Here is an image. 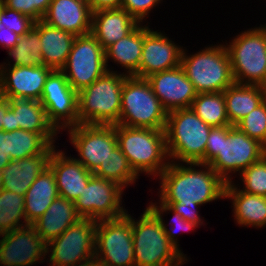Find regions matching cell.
Returning a JSON list of instances; mask_svg holds the SVG:
<instances>
[{"label": "cell", "mask_w": 266, "mask_h": 266, "mask_svg": "<svg viewBox=\"0 0 266 266\" xmlns=\"http://www.w3.org/2000/svg\"><path fill=\"white\" fill-rule=\"evenodd\" d=\"M168 112L153 93L146 78L127 76L121 95L120 118L117 124L165 130Z\"/></svg>", "instance_id": "7"}, {"label": "cell", "mask_w": 266, "mask_h": 266, "mask_svg": "<svg viewBox=\"0 0 266 266\" xmlns=\"http://www.w3.org/2000/svg\"><path fill=\"white\" fill-rule=\"evenodd\" d=\"M139 23L128 35L112 43L105 49V64L108 67V61L113 60L125 68V74L134 76L139 71L143 42L144 26Z\"/></svg>", "instance_id": "27"}, {"label": "cell", "mask_w": 266, "mask_h": 266, "mask_svg": "<svg viewBox=\"0 0 266 266\" xmlns=\"http://www.w3.org/2000/svg\"><path fill=\"white\" fill-rule=\"evenodd\" d=\"M9 107L15 113L16 130H26L38 134H58L49 122L46 110L38 100L9 99Z\"/></svg>", "instance_id": "30"}, {"label": "cell", "mask_w": 266, "mask_h": 266, "mask_svg": "<svg viewBox=\"0 0 266 266\" xmlns=\"http://www.w3.org/2000/svg\"><path fill=\"white\" fill-rule=\"evenodd\" d=\"M162 0H122L121 8L126 10L138 23L143 22L145 17L150 13Z\"/></svg>", "instance_id": "41"}, {"label": "cell", "mask_w": 266, "mask_h": 266, "mask_svg": "<svg viewBox=\"0 0 266 266\" xmlns=\"http://www.w3.org/2000/svg\"><path fill=\"white\" fill-rule=\"evenodd\" d=\"M76 36L40 21V44L45 66L61 70L68 59Z\"/></svg>", "instance_id": "29"}, {"label": "cell", "mask_w": 266, "mask_h": 266, "mask_svg": "<svg viewBox=\"0 0 266 266\" xmlns=\"http://www.w3.org/2000/svg\"><path fill=\"white\" fill-rule=\"evenodd\" d=\"M89 7L93 12L105 9L121 8L122 0H87Z\"/></svg>", "instance_id": "44"}, {"label": "cell", "mask_w": 266, "mask_h": 266, "mask_svg": "<svg viewBox=\"0 0 266 266\" xmlns=\"http://www.w3.org/2000/svg\"><path fill=\"white\" fill-rule=\"evenodd\" d=\"M128 75L107 71L78 92L79 124L115 125L119 122L121 95Z\"/></svg>", "instance_id": "6"}, {"label": "cell", "mask_w": 266, "mask_h": 266, "mask_svg": "<svg viewBox=\"0 0 266 266\" xmlns=\"http://www.w3.org/2000/svg\"><path fill=\"white\" fill-rule=\"evenodd\" d=\"M167 112L191 108L197 92L181 66L146 77Z\"/></svg>", "instance_id": "18"}, {"label": "cell", "mask_w": 266, "mask_h": 266, "mask_svg": "<svg viewBox=\"0 0 266 266\" xmlns=\"http://www.w3.org/2000/svg\"><path fill=\"white\" fill-rule=\"evenodd\" d=\"M24 207V196L5 189L0 190V235L27 225Z\"/></svg>", "instance_id": "35"}, {"label": "cell", "mask_w": 266, "mask_h": 266, "mask_svg": "<svg viewBox=\"0 0 266 266\" xmlns=\"http://www.w3.org/2000/svg\"><path fill=\"white\" fill-rule=\"evenodd\" d=\"M57 134H38L26 130L9 132L11 160H20L37 154H52Z\"/></svg>", "instance_id": "31"}, {"label": "cell", "mask_w": 266, "mask_h": 266, "mask_svg": "<svg viewBox=\"0 0 266 266\" xmlns=\"http://www.w3.org/2000/svg\"><path fill=\"white\" fill-rule=\"evenodd\" d=\"M58 196L55 175L48 167L35 179L25 193L24 212L27 225H32L39 219Z\"/></svg>", "instance_id": "28"}, {"label": "cell", "mask_w": 266, "mask_h": 266, "mask_svg": "<svg viewBox=\"0 0 266 266\" xmlns=\"http://www.w3.org/2000/svg\"><path fill=\"white\" fill-rule=\"evenodd\" d=\"M164 205L170 206L175 212H177L185 220L192 222L194 224L203 225L204 219L199 216V212L196 210L199 204L184 205L181 203H162Z\"/></svg>", "instance_id": "42"}, {"label": "cell", "mask_w": 266, "mask_h": 266, "mask_svg": "<svg viewBox=\"0 0 266 266\" xmlns=\"http://www.w3.org/2000/svg\"><path fill=\"white\" fill-rule=\"evenodd\" d=\"M233 182L226 183L225 198L232 200L236 223L246 227H265L266 197L241 191Z\"/></svg>", "instance_id": "25"}, {"label": "cell", "mask_w": 266, "mask_h": 266, "mask_svg": "<svg viewBox=\"0 0 266 266\" xmlns=\"http://www.w3.org/2000/svg\"><path fill=\"white\" fill-rule=\"evenodd\" d=\"M124 188L114 181L92 175L77 200L74 201L81 218L115 219L127 214L122 205Z\"/></svg>", "instance_id": "13"}, {"label": "cell", "mask_w": 266, "mask_h": 266, "mask_svg": "<svg viewBox=\"0 0 266 266\" xmlns=\"http://www.w3.org/2000/svg\"><path fill=\"white\" fill-rule=\"evenodd\" d=\"M266 147V99L235 125Z\"/></svg>", "instance_id": "36"}, {"label": "cell", "mask_w": 266, "mask_h": 266, "mask_svg": "<svg viewBox=\"0 0 266 266\" xmlns=\"http://www.w3.org/2000/svg\"><path fill=\"white\" fill-rule=\"evenodd\" d=\"M223 92L227 117L233 126L266 99V87L259 85L234 82Z\"/></svg>", "instance_id": "26"}, {"label": "cell", "mask_w": 266, "mask_h": 266, "mask_svg": "<svg viewBox=\"0 0 266 266\" xmlns=\"http://www.w3.org/2000/svg\"><path fill=\"white\" fill-rule=\"evenodd\" d=\"M97 177L109 179L123 188L135 183L138 175L129 165L128 159L117 146L99 168L93 173Z\"/></svg>", "instance_id": "34"}, {"label": "cell", "mask_w": 266, "mask_h": 266, "mask_svg": "<svg viewBox=\"0 0 266 266\" xmlns=\"http://www.w3.org/2000/svg\"><path fill=\"white\" fill-rule=\"evenodd\" d=\"M265 154L266 147L263 144L236 126L212 127L205 150V164L229 183L232 182L230 173H241Z\"/></svg>", "instance_id": "2"}, {"label": "cell", "mask_w": 266, "mask_h": 266, "mask_svg": "<svg viewBox=\"0 0 266 266\" xmlns=\"http://www.w3.org/2000/svg\"><path fill=\"white\" fill-rule=\"evenodd\" d=\"M225 47L234 82L266 87V26L242 31Z\"/></svg>", "instance_id": "9"}, {"label": "cell", "mask_w": 266, "mask_h": 266, "mask_svg": "<svg viewBox=\"0 0 266 266\" xmlns=\"http://www.w3.org/2000/svg\"><path fill=\"white\" fill-rule=\"evenodd\" d=\"M52 151L49 167L55 175L59 196L75 201L93 175L76 158L66 157L64 151Z\"/></svg>", "instance_id": "21"}, {"label": "cell", "mask_w": 266, "mask_h": 266, "mask_svg": "<svg viewBox=\"0 0 266 266\" xmlns=\"http://www.w3.org/2000/svg\"><path fill=\"white\" fill-rule=\"evenodd\" d=\"M11 161L4 151H0V170L2 171Z\"/></svg>", "instance_id": "48"}, {"label": "cell", "mask_w": 266, "mask_h": 266, "mask_svg": "<svg viewBox=\"0 0 266 266\" xmlns=\"http://www.w3.org/2000/svg\"><path fill=\"white\" fill-rule=\"evenodd\" d=\"M183 47L176 45L165 34L152 31L144 25V42L139 71L136 77L146 78L150 74L180 66Z\"/></svg>", "instance_id": "17"}, {"label": "cell", "mask_w": 266, "mask_h": 266, "mask_svg": "<svg viewBox=\"0 0 266 266\" xmlns=\"http://www.w3.org/2000/svg\"><path fill=\"white\" fill-rule=\"evenodd\" d=\"M40 102L49 122L57 131L79 124L78 92L70 86L61 70H53L47 77Z\"/></svg>", "instance_id": "15"}, {"label": "cell", "mask_w": 266, "mask_h": 266, "mask_svg": "<svg viewBox=\"0 0 266 266\" xmlns=\"http://www.w3.org/2000/svg\"><path fill=\"white\" fill-rule=\"evenodd\" d=\"M3 172L0 170V190L2 189Z\"/></svg>", "instance_id": "50"}, {"label": "cell", "mask_w": 266, "mask_h": 266, "mask_svg": "<svg viewBox=\"0 0 266 266\" xmlns=\"http://www.w3.org/2000/svg\"><path fill=\"white\" fill-rule=\"evenodd\" d=\"M9 108V99L0 93V130H2L3 124L6 120V112Z\"/></svg>", "instance_id": "46"}, {"label": "cell", "mask_w": 266, "mask_h": 266, "mask_svg": "<svg viewBox=\"0 0 266 266\" xmlns=\"http://www.w3.org/2000/svg\"><path fill=\"white\" fill-rule=\"evenodd\" d=\"M95 259L102 266H135L132 217L97 220Z\"/></svg>", "instance_id": "10"}, {"label": "cell", "mask_w": 266, "mask_h": 266, "mask_svg": "<svg viewBox=\"0 0 266 266\" xmlns=\"http://www.w3.org/2000/svg\"><path fill=\"white\" fill-rule=\"evenodd\" d=\"M0 151H4L10 158L9 152V132L0 130Z\"/></svg>", "instance_id": "47"}, {"label": "cell", "mask_w": 266, "mask_h": 266, "mask_svg": "<svg viewBox=\"0 0 266 266\" xmlns=\"http://www.w3.org/2000/svg\"><path fill=\"white\" fill-rule=\"evenodd\" d=\"M67 131L80 156V159H76L91 173H94L118 146L116 124H78Z\"/></svg>", "instance_id": "14"}, {"label": "cell", "mask_w": 266, "mask_h": 266, "mask_svg": "<svg viewBox=\"0 0 266 266\" xmlns=\"http://www.w3.org/2000/svg\"><path fill=\"white\" fill-rule=\"evenodd\" d=\"M158 204L160 206H157L156 202L155 203L151 202V204L148 205V207L161 219L165 234L167 235L169 240L180 250L179 244H178L179 242L176 238V232H178V230H184V231L194 230V229H196V227L199 228V226H197L196 224L189 222V221L185 220L184 218H182L170 206L164 205L160 201ZM167 211H169V212L171 211L174 214V216L171 219V221H174V223H173L174 226L172 223H169L170 225L172 224L171 225L172 229L171 228L168 229V227L164 223L165 221L162 217L163 213H165Z\"/></svg>", "instance_id": "38"}, {"label": "cell", "mask_w": 266, "mask_h": 266, "mask_svg": "<svg viewBox=\"0 0 266 266\" xmlns=\"http://www.w3.org/2000/svg\"><path fill=\"white\" fill-rule=\"evenodd\" d=\"M211 128L192 108L168 112L165 136L169 160L172 158L171 162L205 164V150Z\"/></svg>", "instance_id": "3"}, {"label": "cell", "mask_w": 266, "mask_h": 266, "mask_svg": "<svg viewBox=\"0 0 266 266\" xmlns=\"http://www.w3.org/2000/svg\"><path fill=\"white\" fill-rule=\"evenodd\" d=\"M96 226V220L81 218L59 237L47 242L45 252L46 255L51 252L50 265L77 266L95 259Z\"/></svg>", "instance_id": "11"}, {"label": "cell", "mask_w": 266, "mask_h": 266, "mask_svg": "<svg viewBox=\"0 0 266 266\" xmlns=\"http://www.w3.org/2000/svg\"><path fill=\"white\" fill-rule=\"evenodd\" d=\"M77 92L90 86L105 72V49L91 34L76 36L65 66L61 69Z\"/></svg>", "instance_id": "12"}, {"label": "cell", "mask_w": 266, "mask_h": 266, "mask_svg": "<svg viewBox=\"0 0 266 266\" xmlns=\"http://www.w3.org/2000/svg\"><path fill=\"white\" fill-rule=\"evenodd\" d=\"M1 3L13 10L31 17L35 21H41L46 13L51 0H0Z\"/></svg>", "instance_id": "40"}, {"label": "cell", "mask_w": 266, "mask_h": 266, "mask_svg": "<svg viewBox=\"0 0 266 266\" xmlns=\"http://www.w3.org/2000/svg\"><path fill=\"white\" fill-rule=\"evenodd\" d=\"M135 266H181L188 261L167 237L161 219L147 206L140 219L132 218Z\"/></svg>", "instance_id": "5"}, {"label": "cell", "mask_w": 266, "mask_h": 266, "mask_svg": "<svg viewBox=\"0 0 266 266\" xmlns=\"http://www.w3.org/2000/svg\"><path fill=\"white\" fill-rule=\"evenodd\" d=\"M52 71L45 65L0 67V93L8 99L40 101L46 79Z\"/></svg>", "instance_id": "19"}, {"label": "cell", "mask_w": 266, "mask_h": 266, "mask_svg": "<svg viewBox=\"0 0 266 266\" xmlns=\"http://www.w3.org/2000/svg\"><path fill=\"white\" fill-rule=\"evenodd\" d=\"M19 35L14 33L7 27H0V45L4 47V49H12L19 40Z\"/></svg>", "instance_id": "43"}, {"label": "cell", "mask_w": 266, "mask_h": 266, "mask_svg": "<svg viewBox=\"0 0 266 266\" xmlns=\"http://www.w3.org/2000/svg\"><path fill=\"white\" fill-rule=\"evenodd\" d=\"M51 155L37 154L20 160H11L2 170V189L25 196L35 179L49 167Z\"/></svg>", "instance_id": "23"}, {"label": "cell", "mask_w": 266, "mask_h": 266, "mask_svg": "<svg viewBox=\"0 0 266 266\" xmlns=\"http://www.w3.org/2000/svg\"><path fill=\"white\" fill-rule=\"evenodd\" d=\"M74 36L91 33L92 11L86 0H51L42 20Z\"/></svg>", "instance_id": "20"}, {"label": "cell", "mask_w": 266, "mask_h": 266, "mask_svg": "<svg viewBox=\"0 0 266 266\" xmlns=\"http://www.w3.org/2000/svg\"><path fill=\"white\" fill-rule=\"evenodd\" d=\"M139 23L123 8L92 13L91 34L106 49L128 35Z\"/></svg>", "instance_id": "22"}, {"label": "cell", "mask_w": 266, "mask_h": 266, "mask_svg": "<svg viewBox=\"0 0 266 266\" xmlns=\"http://www.w3.org/2000/svg\"><path fill=\"white\" fill-rule=\"evenodd\" d=\"M191 108L211 127L231 125L226 113L224 92L199 93L193 100Z\"/></svg>", "instance_id": "33"}, {"label": "cell", "mask_w": 266, "mask_h": 266, "mask_svg": "<svg viewBox=\"0 0 266 266\" xmlns=\"http://www.w3.org/2000/svg\"><path fill=\"white\" fill-rule=\"evenodd\" d=\"M79 219L81 217L77 214L75 203L58 196L32 225L42 240L47 243L59 237Z\"/></svg>", "instance_id": "24"}, {"label": "cell", "mask_w": 266, "mask_h": 266, "mask_svg": "<svg viewBox=\"0 0 266 266\" xmlns=\"http://www.w3.org/2000/svg\"><path fill=\"white\" fill-rule=\"evenodd\" d=\"M77 266H102L96 259H93L87 263L77 265Z\"/></svg>", "instance_id": "49"}, {"label": "cell", "mask_w": 266, "mask_h": 266, "mask_svg": "<svg viewBox=\"0 0 266 266\" xmlns=\"http://www.w3.org/2000/svg\"><path fill=\"white\" fill-rule=\"evenodd\" d=\"M240 178L245 185L241 191L266 197V154L242 171Z\"/></svg>", "instance_id": "37"}, {"label": "cell", "mask_w": 266, "mask_h": 266, "mask_svg": "<svg viewBox=\"0 0 266 266\" xmlns=\"http://www.w3.org/2000/svg\"><path fill=\"white\" fill-rule=\"evenodd\" d=\"M2 130L5 132H11V131L16 130L15 113L10 107L7 109L6 120H5V124H3L2 126Z\"/></svg>", "instance_id": "45"}, {"label": "cell", "mask_w": 266, "mask_h": 266, "mask_svg": "<svg viewBox=\"0 0 266 266\" xmlns=\"http://www.w3.org/2000/svg\"><path fill=\"white\" fill-rule=\"evenodd\" d=\"M180 66L197 94L223 92L234 83L225 45L205 47L192 55L183 49Z\"/></svg>", "instance_id": "8"}, {"label": "cell", "mask_w": 266, "mask_h": 266, "mask_svg": "<svg viewBox=\"0 0 266 266\" xmlns=\"http://www.w3.org/2000/svg\"><path fill=\"white\" fill-rule=\"evenodd\" d=\"M0 236V265L30 266L39 263V260L42 263L46 257V243L33 225L28 224Z\"/></svg>", "instance_id": "16"}, {"label": "cell", "mask_w": 266, "mask_h": 266, "mask_svg": "<svg viewBox=\"0 0 266 266\" xmlns=\"http://www.w3.org/2000/svg\"><path fill=\"white\" fill-rule=\"evenodd\" d=\"M41 46L40 21H36L35 25L25 35L19 37L16 45L6 51L14 63L11 65L10 61L8 64H1L0 67H7V65L8 67L45 65Z\"/></svg>", "instance_id": "32"}, {"label": "cell", "mask_w": 266, "mask_h": 266, "mask_svg": "<svg viewBox=\"0 0 266 266\" xmlns=\"http://www.w3.org/2000/svg\"><path fill=\"white\" fill-rule=\"evenodd\" d=\"M116 134L118 147L138 176L146 173L157 177L170 163L165 130L116 124Z\"/></svg>", "instance_id": "4"}, {"label": "cell", "mask_w": 266, "mask_h": 266, "mask_svg": "<svg viewBox=\"0 0 266 266\" xmlns=\"http://www.w3.org/2000/svg\"><path fill=\"white\" fill-rule=\"evenodd\" d=\"M180 164L170 162L159 175L161 203L201 206L225 198L226 182L208 164L186 163L187 167Z\"/></svg>", "instance_id": "1"}, {"label": "cell", "mask_w": 266, "mask_h": 266, "mask_svg": "<svg viewBox=\"0 0 266 266\" xmlns=\"http://www.w3.org/2000/svg\"><path fill=\"white\" fill-rule=\"evenodd\" d=\"M35 22L31 17L4 6L0 1V27H7L22 36L35 25Z\"/></svg>", "instance_id": "39"}]
</instances>
